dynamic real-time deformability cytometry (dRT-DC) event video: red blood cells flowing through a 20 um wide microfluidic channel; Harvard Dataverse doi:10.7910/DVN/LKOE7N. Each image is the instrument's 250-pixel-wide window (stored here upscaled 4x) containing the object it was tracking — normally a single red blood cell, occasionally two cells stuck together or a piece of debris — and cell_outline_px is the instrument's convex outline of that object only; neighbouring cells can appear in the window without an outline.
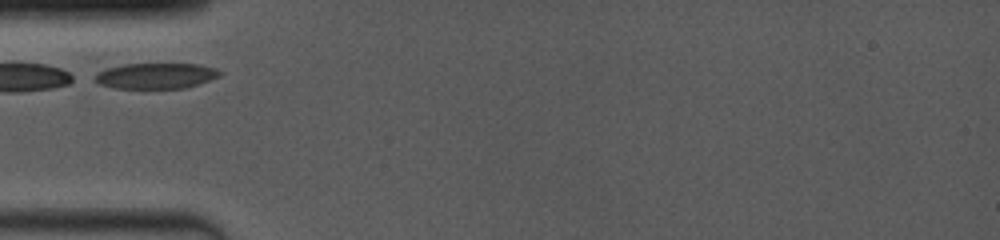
{"species": "common noctule bat (a hibernating species)", "species_latin": "Nyctalus noctula", "temperature_condition": "room temperature", "stored_images_in_passage": 3, "camera_frame_rate_fps": 4000, "um_per_image_px": 0.085, "animal": {"sex": "female", "body_mass_g": 19.0, "forearm_length_mm": 53.3}, "frame": {"image": 1, "passage_image": 1, "time_ms": 0.0, "image_size_px": [1000, 240], "cell_outline_px": [[224, 72], [220, 76], [184, 88], [112, 88], [100, 84], [96, 80], [96, 72], [108, 68], [124, 64], [196, 64], [216, 68]], "centroid_in_image_um": [13.26, 6.44], "position_along_channel_um": 71.7, "area_um2": 18.5}}
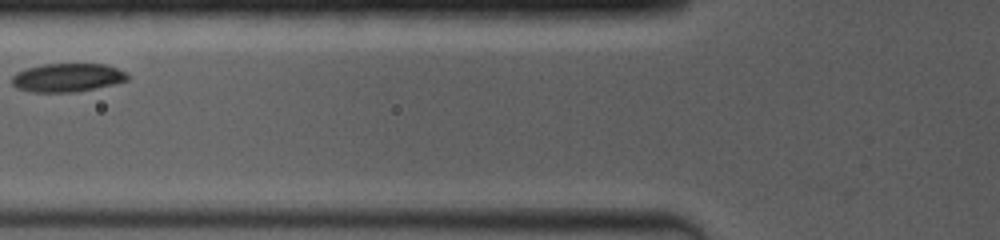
{"frame": {"image": 2, "passage_image": 2, "time_ms": 1.25, "image_size_px": [1000, 240], "cell_outline_px": [[128, 80], [96, 88], [76, 92], [28, 92], [16, 88], [12, 84], [12, 76], [16, 72], [28, 68], [44, 64], [104, 64], [116, 68], [124, 72], [128, 76]], "centroid_in_image_um": [5.68, 6.6], "position_along_channel_um": 120.1, "area_um2": 19.13}}